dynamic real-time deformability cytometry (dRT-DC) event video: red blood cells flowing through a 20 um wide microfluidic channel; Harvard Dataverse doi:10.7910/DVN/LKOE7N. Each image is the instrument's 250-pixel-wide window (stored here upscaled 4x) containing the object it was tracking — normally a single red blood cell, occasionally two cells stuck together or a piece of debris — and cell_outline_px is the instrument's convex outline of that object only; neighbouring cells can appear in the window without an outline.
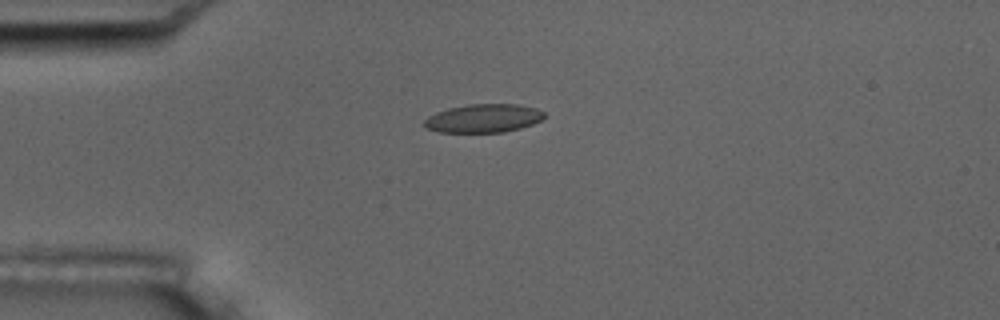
{"species": "common noctule bat (a hibernating species)", "species_latin": "Nyctalus noctula", "temperature_condition": "room temperature", "stored_images_in_passage": 5, "camera_frame_rate_fps": 3000, "um_per_image_px": 0.085, "animal": {"sex": "male", "body_mass_g": 17.5, "forearm_length_mm": 52.3}, "frame": {"image": 1, "passage_image": 1, "time_ms": 0.0, "image_size_px": [1000, 320], "cell_outline_px": [[544, 116], [540, 120], [532, 124], [520, 128], [504, 132], [436, 132], [424, 128], [424, 120], [428, 116], [436, 112], [448, 108], [468, 104], [516, 104], [536, 108], [544, 112]], "centroid_in_image_um": [41.05, 10.06], "position_along_channel_um": 44.0, "area_um2": 19.94}}
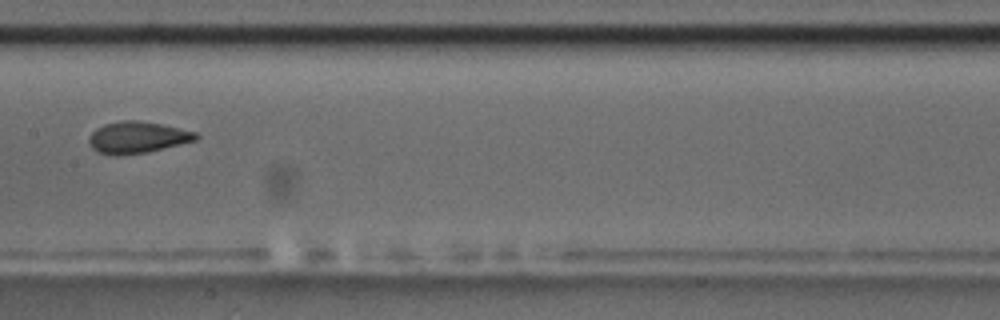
{"frame": {"image": 2, "passage_image": 5, "time_ms": 4.667, "image_size_px": [1000, 320], "cell_outline_px": [[200, 136], [196, 140], [148, 152], [116, 156], [112, 156], [96, 152], [92, 148], [88, 140], [88, 136], [96, 128], [104, 124], [124, 120], [136, 120], [160, 124], [196, 132]], "centroid_in_image_um": [11.63, 11.69], "position_along_channel_um": 195.8, "area_um2": 19.77}}